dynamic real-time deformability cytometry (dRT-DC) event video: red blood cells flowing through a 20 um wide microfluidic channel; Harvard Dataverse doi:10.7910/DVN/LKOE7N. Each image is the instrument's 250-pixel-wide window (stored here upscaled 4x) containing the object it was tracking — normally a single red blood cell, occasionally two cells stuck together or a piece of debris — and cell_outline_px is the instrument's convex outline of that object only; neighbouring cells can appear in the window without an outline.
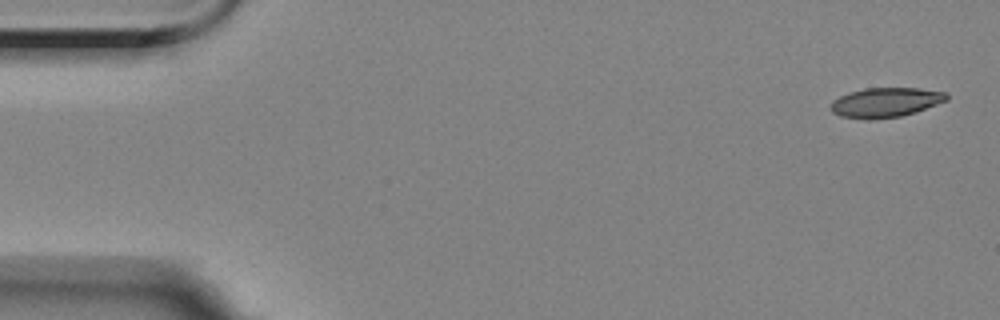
{"species": "Egyptian fruit bat (a non-hibernating species)", "species_latin": "Rousettus aegyptiacus", "temperature_condition": "room temperature", "stored_images_in_passage": 5, "camera_frame_rate_fps": 3000, "um_per_image_px": 0.085, "animal": {"sex": "female"}, "frame": {"image": 1, "passage_image": 1, "time_ms": 0.0, "image_size_px": [1000, 320], "cell_outline_px": [[948, 100], [916, 112], [900, 116], [872, 120], [868, 120], [840, 116], [832, 112], [832, 100], [848, 92], [864, 88], [920, 88], [948, 92]], "centroid_in_image_um": [75.29, 8.7], "position_along_channel_um": 9.7, "area_um2": 20.17}}
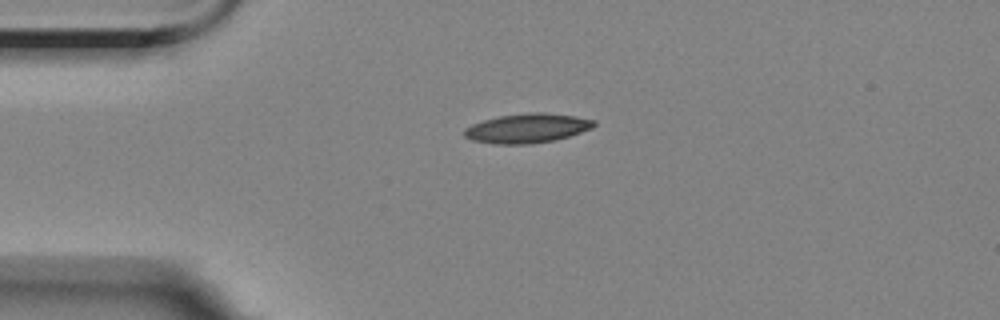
{"frame": {"image": 2, "passage_image": 4, "time_ms": 3.667, "image_size_px": [1000, 320], "cell_outline_px": [[596, 124], [592, 128], [568, 136], [552, 140], [528, 144], [492, 144], [472, 140], [464, 136], [464, 128], [472, 124], [484, 120], [500, 116], [532, 112], [544, 112], [576, 116], [596, 120]], "centroid_in_image_um": [44.8, 10.89], "position_along_channel_um": 40.2, "area_um2": 22.08}}